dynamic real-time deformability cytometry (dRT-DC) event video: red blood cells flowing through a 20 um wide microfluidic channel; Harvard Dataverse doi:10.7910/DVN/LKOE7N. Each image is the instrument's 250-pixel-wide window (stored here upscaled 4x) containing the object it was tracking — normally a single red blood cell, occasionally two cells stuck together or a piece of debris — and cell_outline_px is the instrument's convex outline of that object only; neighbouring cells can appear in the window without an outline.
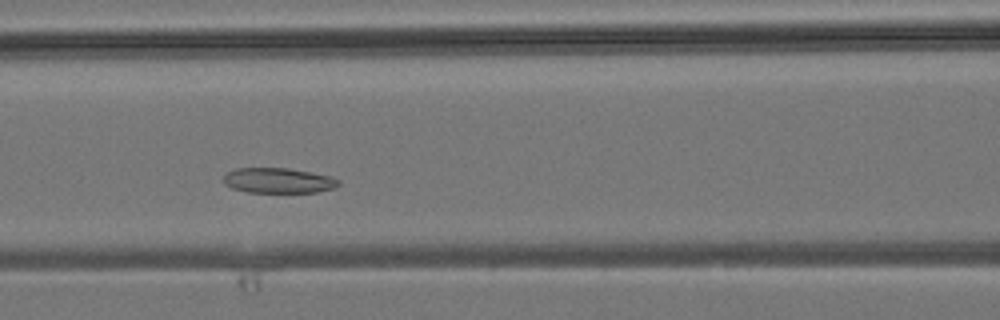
{"species": "common noctule bat (a hibernating species)", "species_latin": "Nyctalus noctula", "temperature_condition": "room temperature", "stored_images_in_passage": 39, "camera_frame_rate_fps": 3000, "um_per_image_px": 0.085, "animal": {"sex": "male", "body_mass_g": 19.2, "forearm_length_mm": 51.8}, "frame": {"image": 1, "passage_image": 13, "time_ms": 4.0, "image_size_px": [1000, 320], "cell_outline_px": [[340, 184], [336, 188], [316, 192], [248, 192], [232, 188], [224, 184], [224, 172], [236, 168], [288, 168], [332, 176], [340, 180]], "centroid_in_image_um": [23.67, 15.34], "position_along_channel_um": 142.9, "area_um2": 17.05}}
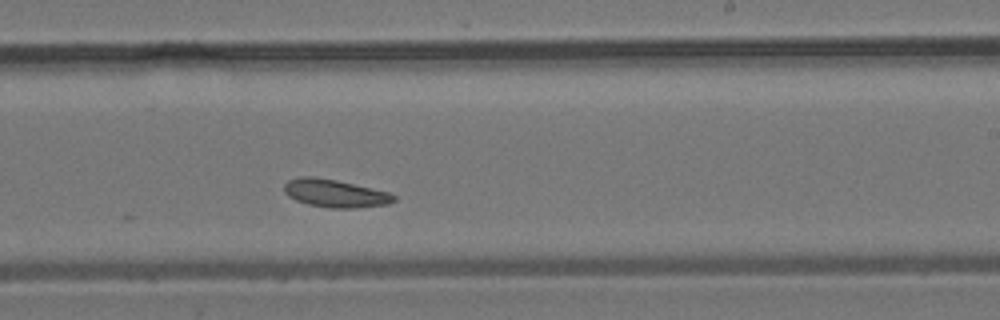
{"frame": {"image": 2, "passage_image": 21, "time_ms": 6.667, "image_size_px": [1000, 320], "cell_outline_px": [[396, 200], [388, 204], [356, 208], [328, 208], [308, 204], [296, 200], [288, 196], [284, 192], [284, 184], [288, 180], [300, 176], [312, 176], [336, 180], [388, 192], [396, 196]], "centroid_in_image_um": [28.46, 16.43], "position_along_channel_um": 260.5, "area_um2": 17.8}}
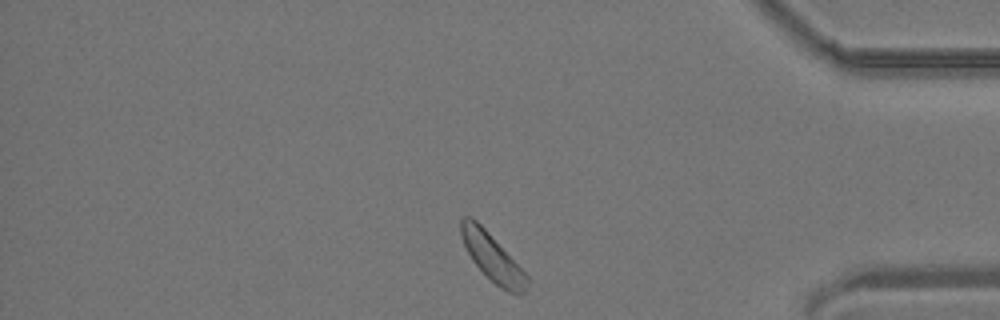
{"frame": {"image": 3, "passage_image": 32, "time_ms": 10.333, "image_size_px": [1000, 320], "cell_outline_px": [[528, 284], [524, 292], [508, 292], [500, 288], [472, 260], [464, 244], [460, 232], [460, 220], [464, 216], [472, 216], [488, 232], [528, 276]], "centroid_in_image_um": [41.82, 21.84], "position_along_channel_um": 393.4, "area_um2": 17.63}}